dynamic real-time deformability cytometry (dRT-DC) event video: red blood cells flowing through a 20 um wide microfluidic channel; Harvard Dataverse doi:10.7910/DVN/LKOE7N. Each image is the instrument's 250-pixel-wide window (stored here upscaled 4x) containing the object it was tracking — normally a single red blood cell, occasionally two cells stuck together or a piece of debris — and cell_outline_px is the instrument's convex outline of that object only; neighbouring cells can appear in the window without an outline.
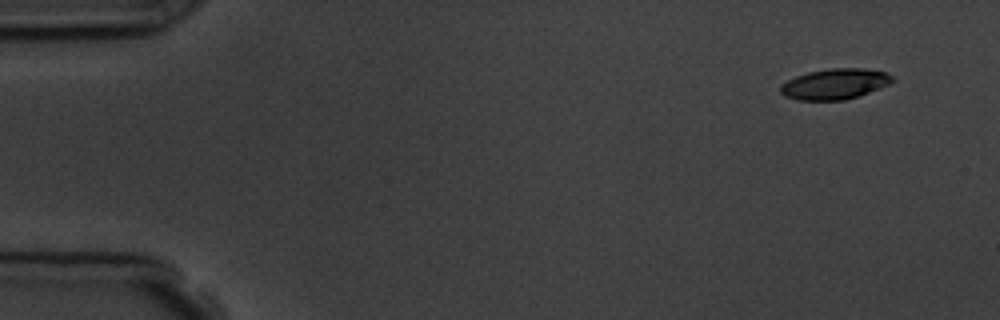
{"species": "common noctule bat (a hibernating species)", "species_latin": "Nyctalus noctula", "temperature_condition": "room temperature", "stored_images_in_passage": 5, "camera_frame_rate_fps": 3000, "um_per_image_px": 0.085, "animal": {"sex": "male", "body_mass_g": 19.5, "forearm_length_mm": 54.6}, "frame": {"image": 1, "passage_image": 1, "time_ms": 0.0, "image_size_px": [1000, 320], "cell_outline_px": [[896, 80], [880, 88], [860, 96], [844, 100], [796, 100], [784, 96], [780, 92], [780, 84], [796, 76], [808, 72], [832, 68], [864, 68], [888, 72]], "centroid_in_image_um": [70.97, 7.14], "position_along_channel_um": 14.0, "area_um2": 20.17}}
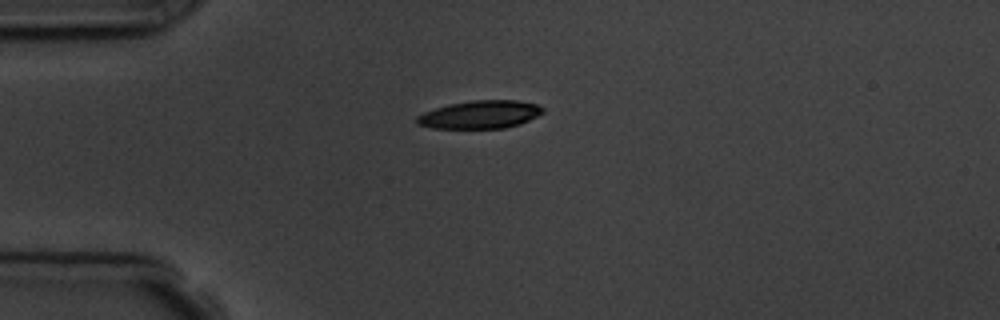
{"frame": {"image": 2, "passage_image": 4, "time_ms": 3.333, "image_size_px": [1000, 320], "cell_outline_px": [[544, 112], [520, 124], [504, 128], [432, 128], [416, 124], [416, 116], [424, 112], [448, 104], [472, 100], [516, 100], [536, 104], [544, 108]], "centroid_in_image_um": [40.79, 9.73], "position_along_channel_um": 44.2, "area_um2": 20.52}}